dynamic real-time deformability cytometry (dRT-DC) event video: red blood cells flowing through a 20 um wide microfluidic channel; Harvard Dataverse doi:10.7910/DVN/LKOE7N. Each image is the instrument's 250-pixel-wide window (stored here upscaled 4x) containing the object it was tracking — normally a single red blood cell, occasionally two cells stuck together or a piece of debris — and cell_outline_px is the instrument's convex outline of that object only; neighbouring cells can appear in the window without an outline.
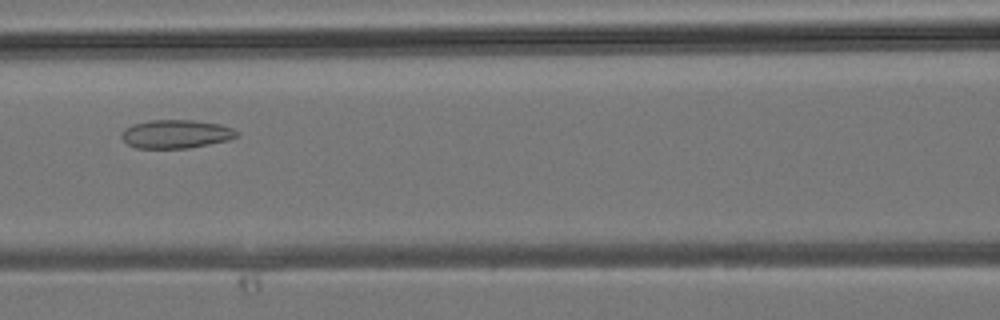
{"species": "common noctule bat (a hibernating species)", "species_latin": "Nyctalus noctula", "temperature_condition": "room temperature", "stored_images_in_passage": 25, "camera_frame_rate_fps": 3000, "um_per_image_px": 0.085, "animal": {"sex": "male", "body_mass_g": 19.2, "forearm_length_mm": 51.8}, "frame": {"image": 1, "passage_image": 5, "time_ms": 1.333, "image_size_px": [1000, 320], "cell_outline_px": [[240, 136], [228, 140], [188, 148], [136, 148], [128, 144], [120, 136], [120, 132], [124, 128], [132, 124], [148, 120], [192, 120], [220, 124], [232, 128], [240, 132]], "centroid_in_image_um": [14.95, 11.38], "position_along_channel_um": 151.7, "area_um2": 19.31}}
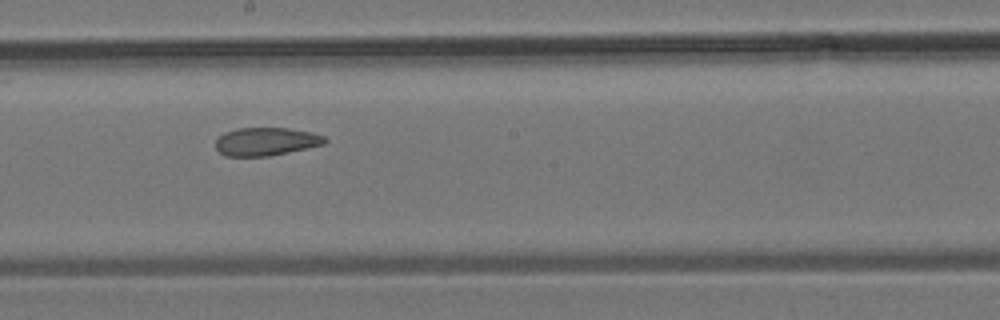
{"frame": {"image": 2, "passage_image": 9, "time_ms": 2.667, "image_size_px": [1000, 320], "cell_outline_px": [[328, 140], [324, 144], [288, 152], [268, 156], [224, 156], [216, 148], [216, 140], [224, 132], [236, 128], [288, 128], [312, 132], [324, 136]], "centroid_in_image_um": [22.6, 12.02], "position_along_channel_um": 225.6, "area_um2": 17.86}}
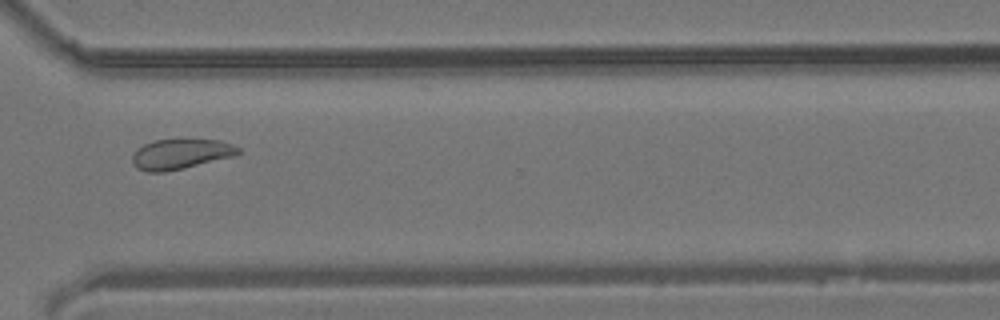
{"frame": {"image": 3, "passage_image": 16, "time_ms": 5.0, "image_size_px": [1000, 320], "cell_outline_px": [[240, 152], [236, 156], [184, 168], [164, 172], [148, 172], [136, 168], [132, 160], [132, 156], [136, 148], [144, 144], [156, 140], [184, 136], [220, 140], [232, 144], [240, 148]], "centroid_in_image_um": [15.39, 13.04], "position_along_channel_um": 355.2, "area_um2": 19.54}}